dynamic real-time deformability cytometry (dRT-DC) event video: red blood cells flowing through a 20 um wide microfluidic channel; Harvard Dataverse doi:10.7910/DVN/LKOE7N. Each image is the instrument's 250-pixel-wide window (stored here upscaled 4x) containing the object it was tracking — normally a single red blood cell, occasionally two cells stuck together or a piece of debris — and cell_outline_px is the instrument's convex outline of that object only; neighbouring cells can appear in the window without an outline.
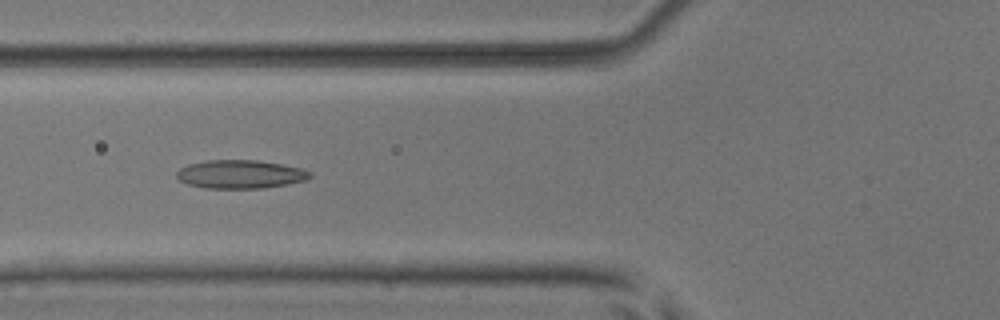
{"species": "common noctule bat (a hibernating species)", "species_latin": "Nyctalus noctula", "temperature_condition": "room temperature", "stored_images_in_passage": 53, "camera_frame_rate_fps": 3000, "um_per_image_px": 0.085, "animal": {"sex": "male", "body_mass_g": 17.9, "forearm_length_mm": 54.2}, "frame": {"image": 1, "passage_image": 21, "time_ms": 6.667, "image_size_px": [1000, 320], "cell_outline_px": [[312, 176], [308, 180], [264, 188], [204, 188], [188, 184], [180, 180], [176, 176], [176, 172], [180, 168], [188, 164], [208, 160], [260, 160], [300, 168], [312, 172]], "centroid_in_image_um": [20.44, 14.81], "position_along_channel_um": 105.4, "area_um2": 22.14}}
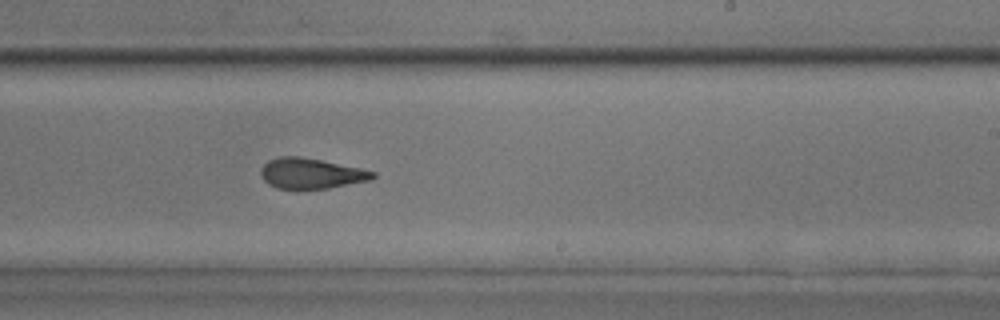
{"frame": {"image": 2, "passage_image": 33, "time_ms": 10.667, "image_size_px": [1000, 320], "cell_outline_px": [[376, 176], [372, 180], [328, 188], [276, 188], [268, 184], [260, 176], [260, 168], [268, 160], [280, 156], [300, 156], [360, 168], [376, 172]], "centroid_in_image_um": [26.43, 14.73], "position_along_channel_um": 262.6, "area_um2": 19.83}}
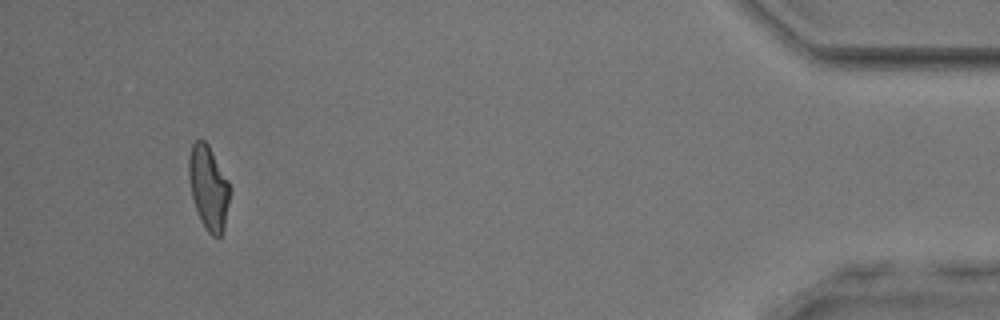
{"frame": {"image": 3, "passage_image": 50, "time_ms": 16.333, "image_size_px": [1000, 320], "cell_outline_px": [[228, 204], [224, 228], [220, 236], [212, 236], [204, 228], [200, 220], [192, 196], [188, 176], [188, 156], [192, 144], [196, 140], [204, 140], [208, 144], [228, 180]], "centroid_in_image_um": [17.69, 15.94], "position_along_channel_um": 417.5, "area_um2": 19.83}, "authors_computed_cell_mechanics": {"area_um2": 20.808, "velocity_mm_per_s": 3.9419, "shape_relaxation_time_tau1_ms": null, "shape_relaxation_time_tau2_ms": 2.0546, "deformation_change_tau1": null, "deformation_change_tau2": 0.1111}}